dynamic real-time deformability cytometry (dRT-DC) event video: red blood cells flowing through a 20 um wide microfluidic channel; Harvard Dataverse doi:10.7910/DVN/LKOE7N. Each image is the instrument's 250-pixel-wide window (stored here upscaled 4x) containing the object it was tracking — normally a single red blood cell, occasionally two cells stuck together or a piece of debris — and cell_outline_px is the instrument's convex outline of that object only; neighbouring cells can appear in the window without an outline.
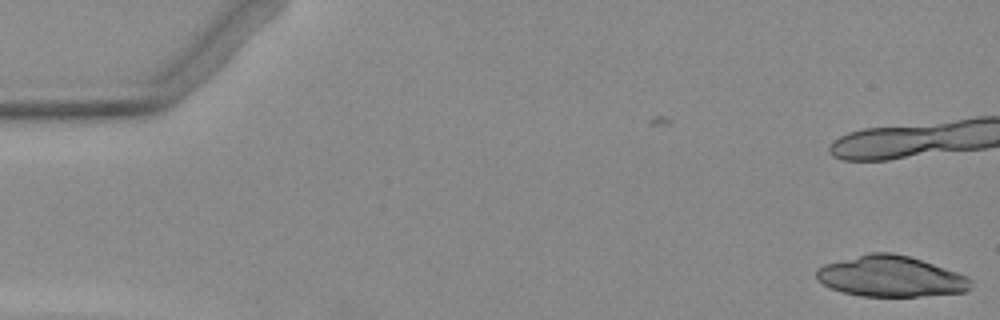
{"species": "Egyptian fruit bat (a non-hibernating species)", "species_latin": "Rousettus aegyptiacus", "temperature_condition": "warm", "stored_images_in_passage": 2, "segment_of_instrument_passage": [2, 2], "camera_frame_rate_fps": 3000, "um_per_image_px": 0.085, "animal": {"sex": "female"}, "frame": {"image": 1, "passage_image": 2, "time_ms": 2.0, "image_size_px": [1000, 320], "cell_outline_px": [[972, 288], [964, 292], [916, 296], [860, 296], [844, 292], [832, 288], [816, 280], [816, 268], [824, 264], [868, 252], [892, 252], [908, 256], [968, 276], [972, 280]], "centroid_in_image_um": [75.69, 23.49], "position_along_channel_um": 9.3, "area_um2": 36.65}}